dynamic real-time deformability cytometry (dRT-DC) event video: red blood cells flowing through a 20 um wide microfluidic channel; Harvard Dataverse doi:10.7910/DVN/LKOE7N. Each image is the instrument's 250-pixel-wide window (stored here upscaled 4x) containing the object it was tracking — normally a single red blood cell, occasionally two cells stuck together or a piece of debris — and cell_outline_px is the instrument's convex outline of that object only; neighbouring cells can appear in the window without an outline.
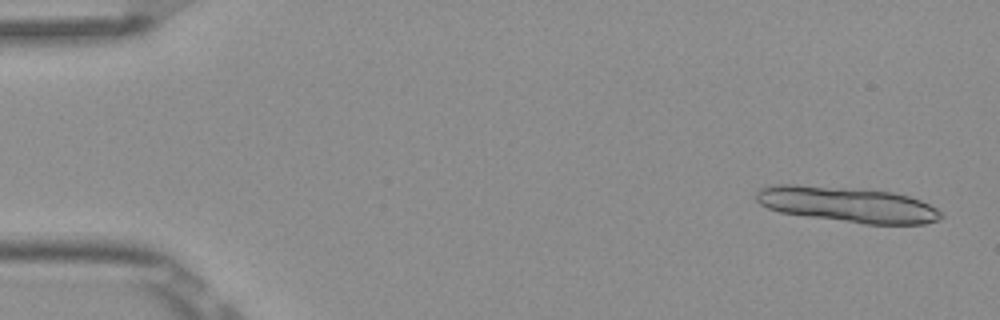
{"species": "Egyptian fruit bat (a non-hibernating species)", "species_latin": "Rousettus aegyptiacus", "temperature_condition": "room temperature", "stored_images_in_passage": 6, "segment_of_instrument_passage": [1, 2], "camera_frame_rate_fps": 3000, "um_per_image_px": 0.085, "frame": {"image": 1, "passage_image": 1, "time_ms": 0.0, "image_size_px": [1000, 320], "cell_outline_px": [[944, 216], [940, 220], [924, 224], [864, 224], [780, 212], [768, 208], [760, 204], [756, 200], [756, 192], [760, 188], [776, 184], [796, 184], [892, 192], [908, 196], [920, 200], [936, 208]], "centroid_in_image_um": [72.03, 17.39], "position_along_channel_um": 13.0, "area_um2": 37.92}}